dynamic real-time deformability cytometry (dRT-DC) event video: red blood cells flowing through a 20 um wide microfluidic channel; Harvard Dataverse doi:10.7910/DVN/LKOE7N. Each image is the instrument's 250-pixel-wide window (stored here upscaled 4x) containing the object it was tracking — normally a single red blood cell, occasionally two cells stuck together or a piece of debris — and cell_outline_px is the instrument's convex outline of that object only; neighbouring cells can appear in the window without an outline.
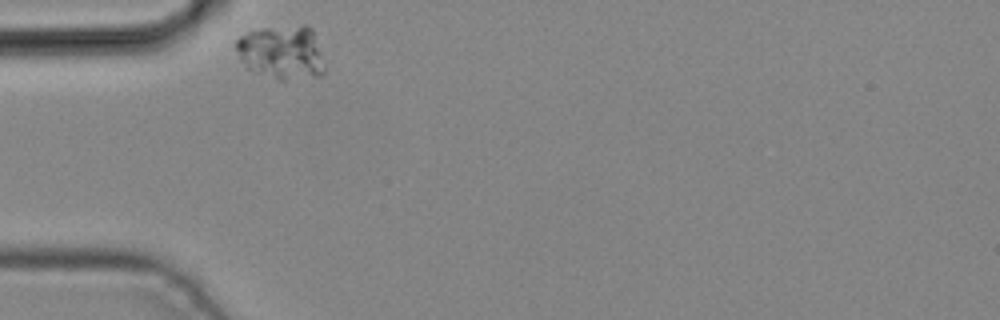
{"species": "common noctule bat (a hibernating species)", "species_latin": "Nyctalus noctula", "temperature_condition": "cold", "stored_images_in_passage": 2, "camera_frame_rate_fps": 3000, "um_per_image_px": 0.085, "animal": {"sex": "male", "body_mass_g": 19.2, "forearm_length_mm": 51.8}, "frame": {"image": 1, "passage_image": 1, "time_ms": 0.0, "image_size_px": [1000, 320], "cell_outline_px": [[324, 72], [320, 76], [284, 80], [276, 80], [256, 72], [248, 68], [240, 60], [236, 48], [236, 40], [240, 36], [248, 32], [264, 28], [304, 24], [308, 24], [312, 28], [324, 64]], "centroid_in_image_um": [23.95, 4.44], "position_along_channel_um": 61.0, "area_um2": 27.86}}
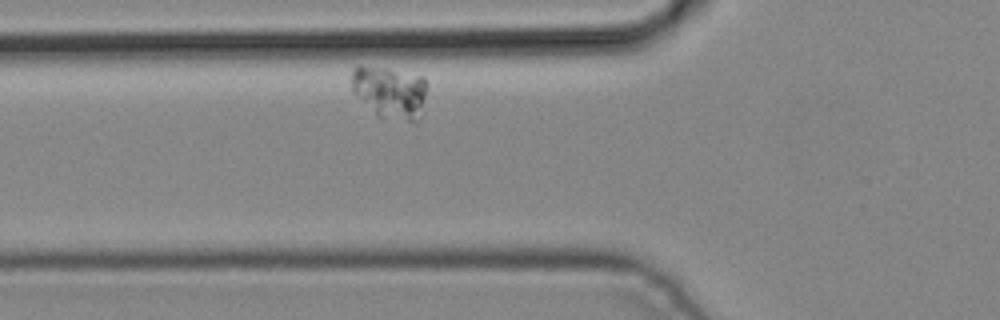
{"frame": {"image": 2, "passage_image": 2, "time_ms": 0.333, "image_size_px": [1000, 320], "cell_outline_px": [[428, 88], [420, 120], [416, 124], [376, 116], [352, 92], [352, 68], [360, 64], [388, 68], [424, 76], [428, 84]], "centroid_in_image_um": [33.18, 7.85], "position_along_channel_um": 92.6, "area_um2": 24.04}}